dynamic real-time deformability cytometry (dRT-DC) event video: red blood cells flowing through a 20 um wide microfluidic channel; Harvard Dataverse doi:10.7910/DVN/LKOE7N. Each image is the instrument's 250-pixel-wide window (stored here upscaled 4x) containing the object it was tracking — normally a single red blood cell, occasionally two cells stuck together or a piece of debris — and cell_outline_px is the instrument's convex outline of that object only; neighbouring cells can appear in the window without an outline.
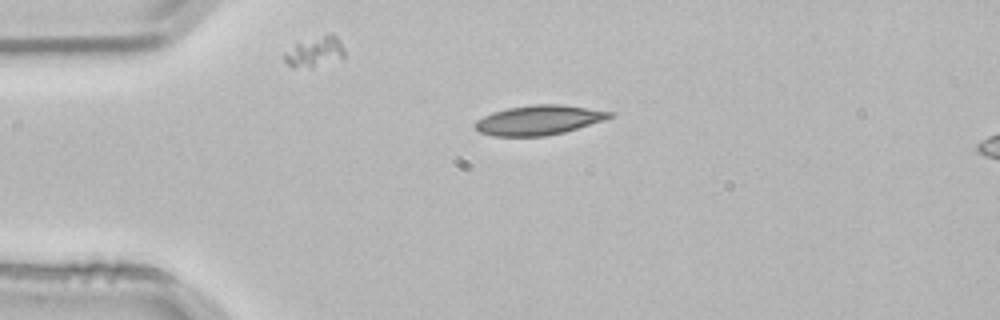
{"species": "common noctule bat (a hibernating species)", "species_latin": "Nyctalus noctula", "temperature_condition": "room temperature", "stored_images_in_passage": 3, "camera_frame_rate_fps": 3000, "um_per_image_px": 0.085, "animal": {"sex": "male", "body_mass_g": 21.5, "forearm_length_mm": 52.0}, "frame": {"image": 1, "passage_image": 3, "time_ms": 0.667, "image_size_px": [1000, 320], "cell_outline_px": [[616, 112], [612, 116], [604, 120], [564, 132], [548, 136], [492, 136], [480, 132], [472, 124], [476, 120], [492, 112], [508, 108], [532, 104], [564, 104]], "centroid_in_image_um": [45.8, 10.2], "position_along_channel_um": 39.2, "area_um2": 23.41}}